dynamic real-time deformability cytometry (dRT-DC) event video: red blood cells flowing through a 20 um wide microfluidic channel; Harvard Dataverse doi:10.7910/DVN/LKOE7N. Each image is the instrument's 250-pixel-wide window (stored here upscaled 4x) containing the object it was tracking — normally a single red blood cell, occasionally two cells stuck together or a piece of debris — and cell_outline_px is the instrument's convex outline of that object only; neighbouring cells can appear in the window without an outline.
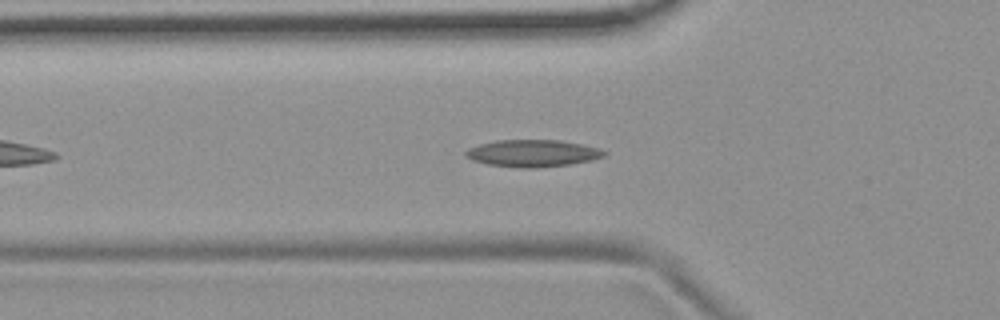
{"species": "common noctule bat (a hibernating species)", "species_latin": "Nyctalus noctula", "temperature_condition": "room temperature", "stored_images_in_passage": 38, "camera_frame_rate_fps": 3000, "um_per_image_px": 0.085, "animal": {"sex": "female", "body_mass_g": 19.9}, "frame": {"image": 1, "passage_image": 2, "time_ms": 0.333, "image_size_px": [1000, 320], "cell_outline_px": [[608, 152], [604, 156], [592, 160], [568, 164], [536, 168], [516, 168], [488, 164], [472, 160], [464, 156], [464, 152], [468, 148], [480, 144], [496, 140], [560, 140], [600, 148]], "centroid_in_image_um": [45.26, 13.03], "position_along_channel_um": 80.5, "area_um2": 21.91}}
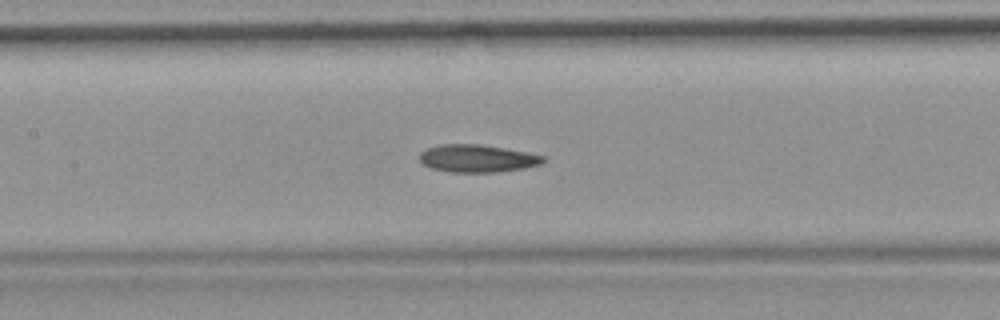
{"frame": {"image": 2, "passage_image": 9, "time_ms": 2.667, "image_size_px": [1000, 320], "cell_outline_px": [[548, 160], [540, 164], [524, 168], [496, 172], [452, 172], [432, 168], [424, 164], [420, 160], [420, 152], [428, 148], [440, 144], [480, 144], [528, 152], [544, 156]], "centroid_in_image_um": [40.6, 13.46], "position_along_channel_um": 166.8, "area_um2": 19.83}}
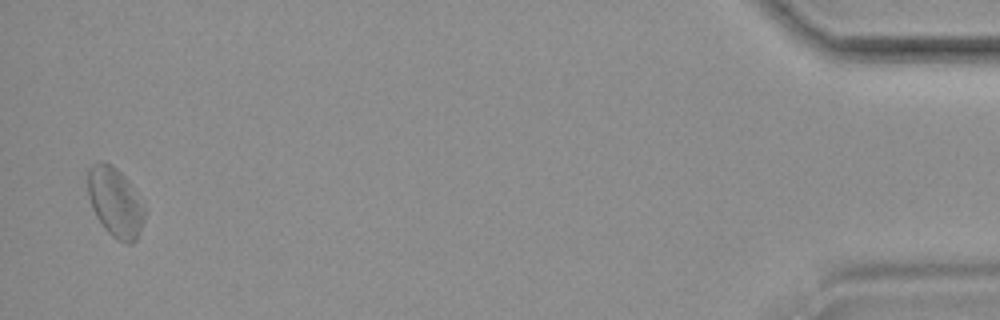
{"frame": {"image": 3, "passage_image": 37, "time_ms": 12.0, "image_size_px": [1000, 320], "cell_outline_px": [[144, 220], [136, 240], [132, 244], [124, 244], [116, 240], [104, 228], [96, 216], [92, 208], [88, 196], [88, 168], [92, 164], [100, 160], [104, 160], [112, 164], [128, 180], [144, 208]], "centroid_in_image_um": [9.77, 17.19], "position_along_channel_um": 425.4, "area_um2": 23.0}, "authors_computed_cell_mechanics": {"area_um2": 20.6635, "velocity_mm_per_s": 3.6798, "shape_relaxation_time_tau1_ms": null, "shape_relaxation_time_tau2_ms": 4.2292, "deformation_change_tau1": null, "deformation_change_tau2": 0.1205}}